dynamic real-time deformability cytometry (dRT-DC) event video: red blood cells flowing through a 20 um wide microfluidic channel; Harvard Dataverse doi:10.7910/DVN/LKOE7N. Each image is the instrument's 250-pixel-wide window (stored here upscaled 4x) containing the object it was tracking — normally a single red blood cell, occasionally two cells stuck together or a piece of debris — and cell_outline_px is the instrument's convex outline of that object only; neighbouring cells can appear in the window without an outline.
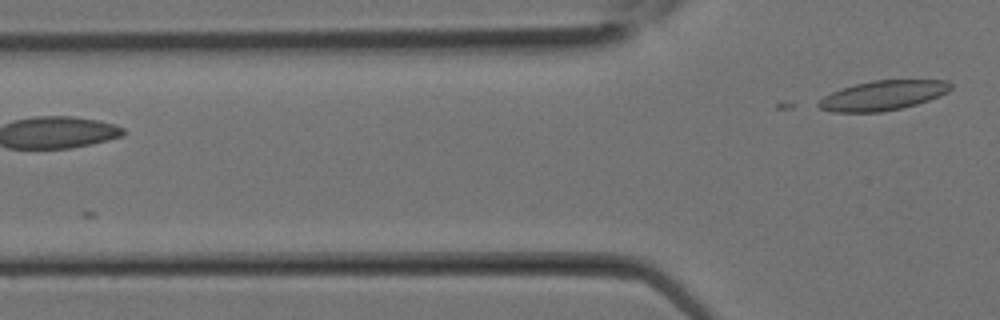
{"species": "Egyptian fruit bat (a non-hibernating species)", "species_latin": "Rousettus aegyptiacus", "temperature_condition": "room temperature", "stored_images_in_passage": 8, "camera_frame_rate_fps": 3000, "um_per_image_px": 0.085, "animal": {"sex": "female"}, "frame": {"image": 1, "passage_image": 8, "time_ms": 2.333, "image_size_px": [1000, 320], "cell_outline_px": [[952, 88], [948, 92], [928, 100], [916, 104], [900, 108], [880, 112], [832, 112], [820, 108], [816, 104], [824, 96], [840, 88], [872, 80], [944, 80], [952, 84]], "centroid_in_image_um": [75.03, 8.11], "position_along_channel_um": 50.8, "area_um2": 22.72}}